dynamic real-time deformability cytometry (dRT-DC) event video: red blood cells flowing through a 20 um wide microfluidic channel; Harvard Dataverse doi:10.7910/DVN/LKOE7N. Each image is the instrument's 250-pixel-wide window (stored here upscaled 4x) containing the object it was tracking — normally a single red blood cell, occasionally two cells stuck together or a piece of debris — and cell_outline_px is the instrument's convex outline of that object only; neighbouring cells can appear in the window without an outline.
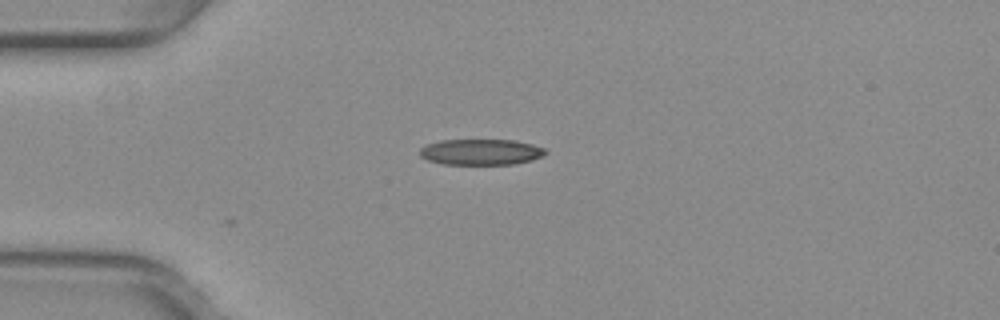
{"species": "common noctule bat (a hibernating species)", "species_latin": "Nyctalus noctula", "temperature_condition": "warm", "stored_images_in_passage": 39, "camera_frame_rate_fps": 3000, "um_per_image_px": 0.085, "animal": {"sex": "female", "body_mass_g": 29.2, "forearm_length_mm": 56.3}, "frame": {"image": 1, "passage_image": 1, "time_ms": 0.0, "image_size_px": [1000, 320], "cell_outline_px": [[548, 152], [532, 160], [512, 164], [444, 164], [428, 160], [420, 156], [420, 148], [428, 144], [440, 140], [512, 140], [532, 144], [544, 148]], "centroid_in_image_um": [40.87, 12.92], "position_along_channel_um": 44.1, "area_um2": 18.79}}
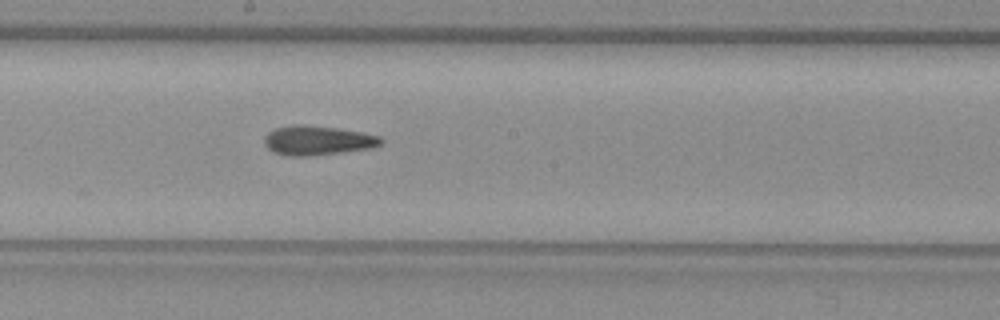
{"frame": {"image": 2, "passage_image": 16, "time_ms": 5.0, "image_size_px": [1000, 320], "cell_outline_px": [[384, 140], [380, 144], [372, 148], [344, 152], [308, 156], [288, 156], [272, 152], [264, 144], [264, 136], [268, 132], [276, 128], [296, 124], [304, 124], [336, 128], [360, 132], [380, 136]], "centroid_in_image_um": [26.97, 11.94], "position_along_channel_um": 221.2, "area_um2": 20.06}}
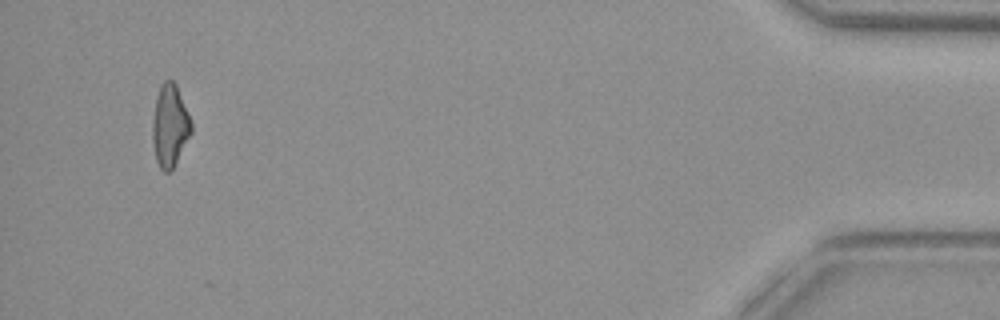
{"frame": {"image": 3, "passage_image": 37, "time_ms": 12.0, "image_size_px": [1000, 320], "cell_outline_px": [[192, 132], [172, 168], [168, 172], [164, 172], [160, 168], [156, 160], [152, 144], [152, 120], [156, 100], [160, 84], [164, 80], [172, 80], [176, 84], [192, 124]], "centroid_in_image_um": [14.42, 10.68], "position_along_channel_um": 420.8, "area_um2": 18.38}, "authors_computed_cell_mechanics": {"area_um2": 19.2474, "velocity_mm_per_s": 4.0009, "shape_relaxation_time_tau1_ms": null, "shape_relaxation_time_tau2_ms": 4.4803, "deformation_change_tau1": null, "deformation_change_tau2": 0.1567}}